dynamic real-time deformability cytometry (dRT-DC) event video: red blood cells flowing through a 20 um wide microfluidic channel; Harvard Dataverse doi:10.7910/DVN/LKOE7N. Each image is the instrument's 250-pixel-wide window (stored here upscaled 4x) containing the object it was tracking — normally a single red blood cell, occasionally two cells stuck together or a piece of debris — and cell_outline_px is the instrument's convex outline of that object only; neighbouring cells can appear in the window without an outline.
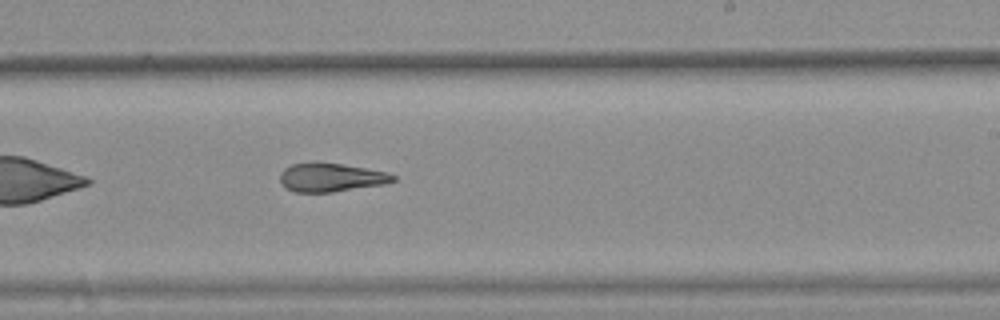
{"species": "common noctule bat (a hibernating species)", "species_latin": "Nyctalus noctula", "temperature_condition": "warm", "stored_images_in_passage": 29, "camera_frame_rate_fps": 3000, "um_per_image_px": 0.085, "animal": {"sex": "female", "body_mass_g": 25.1}, "frame": {"image": 1, "passage_image": 17, "time_ms": 5.333, "image_size_px": [1000, 320], "cell_outline_px": [[396, 180], [384, 184], [332, 192], [296, 192], [288, 188], [280, 180], [280, 172], [284, 168], [292, 164], [340, 164], [388, 172], [396, 176]], "centroid_in_image_um": [28.17, 15.1], "position_along_channel_um": 260.8, "area_um2": 18.26}}
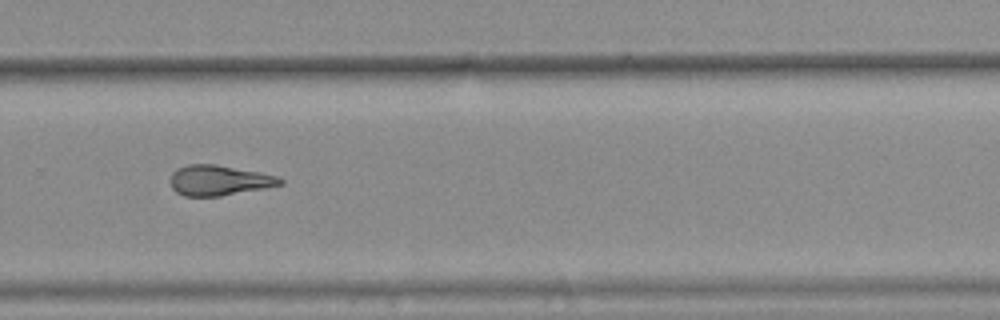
{"frame": {"image": 2, "passage_image": 21, "time_ms": 6.667, "image_size_px": [1000, 320], "cell_outline_px": [[284, 184], [264, 188], [220, 196], [184, 196], [176, 192], [172, 188], [172, 172], [176, 168], [188, 164], [216, 164], [260, 172], [276, 176], [284, 180]], "centroid_in_image_um": [18.62, 15.32], "position_along_channel_um": 311.2, "area_um2": 19.31}, "authors_computed_cell_mechanics": {"area_um2": 19.4208, "velocity_mm_per_s": 3.7785, "shape_relaxation_time_tau1_ms": null, "shape_relaxation_time_tau2_ms": 4.0643, "deformation_change_tau1": null, "deformation_change_tau2": 0.1563}}